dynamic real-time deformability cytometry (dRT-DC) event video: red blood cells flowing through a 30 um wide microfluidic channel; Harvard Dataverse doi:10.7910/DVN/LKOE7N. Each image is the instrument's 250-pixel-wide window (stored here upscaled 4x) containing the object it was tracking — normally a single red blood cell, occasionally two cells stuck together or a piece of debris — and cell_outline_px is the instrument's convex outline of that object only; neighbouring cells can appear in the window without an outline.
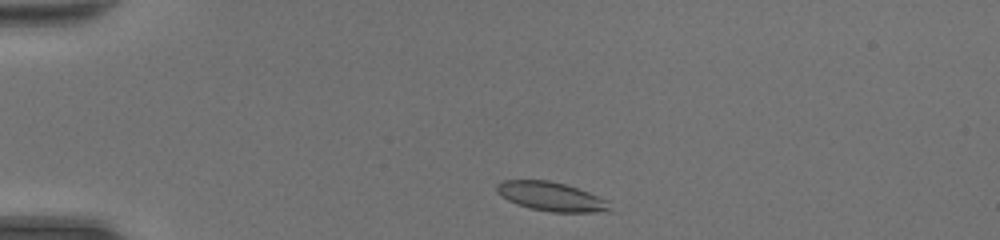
{"species": "common noctule bat (a hibernating species)", "species_latin": "Nyctalus noctula", "temperature_condition": "room temperature", "stored_images_in_passage": 38, "camera_frame_rate_fps": 3000, "um_per_image_px": 0.085, "animal": {"sex": "female", "body_mass_g": 20.0, "forearm_length_mm": 54.0}, "frame": {"image": 1, "passage_image": 2, "time_ms": 0.333, "image_size_px": [1000, 240], "cell_outline_px": [[612, 212], [552, 212], [528, 208], [508, 200], [496, 192], [496, 184], [504, 180], [548, 180], [564, 184], [588, 192], [608, 200]], "centroid_in_image_um": [46.86, 16.71], "position_along_channel_um": 38.1, "area_um2": 19.13}}
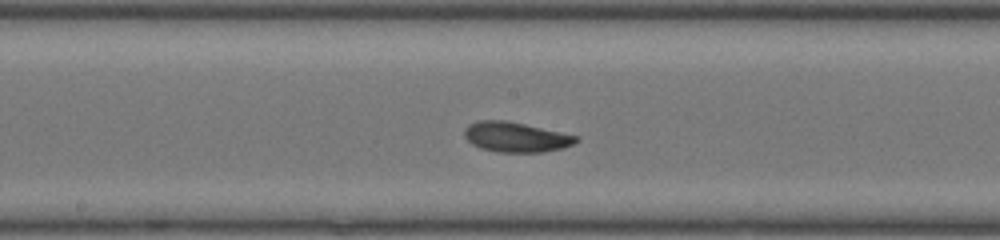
{"frame": {"image": 2, "passage_image": 17, "time_ms": 5.333, "image_size_px": [1000, 240], "cell_outline_px": [[580, 140], [564, 148], [544, 152], [496, 152], [480, 148], [472, 144], [464, 136], [464, 128], [468, 124], [480, 120], [504, 120], [524, 124], [580, 136]], "centroid_in_image_um": [43.85, 11.65], "position_along_channel_um": 204.3, "area_um2": 19.65}}
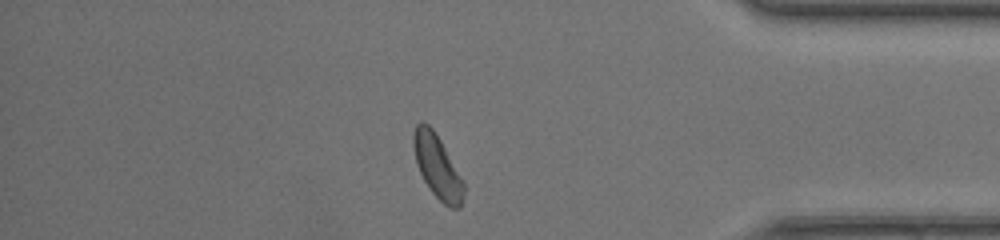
{"frame": {"image": 3, "passage_image": 32, "time_ms": 10.333, "image_size_px": [1000, 240], "cell_outline_px": [[464, 196], [460, 208], [448, 208], [432, 192], [424, 180], [416, 164], [412, 144], [412, 132], [416, 124], [420, 120], [428, 124], [432, 128], [440, 140], [464, 180]], "centroid_in_image_um": [37.16, 14.14], "position_along_channel_um": 398.0, "area_um2": 18.73}, "authors_computed_cell_mechanics": {"area_um2": 19.0162, "velocity_mm_per_s": 4.3684, "shape_relaxation_time_tau1_ms": 3.1293, "shape_relaxation_time_tau2_ms": null, "deformation_change_tau1": 0.1293, "deformation_change_tau2": null}}